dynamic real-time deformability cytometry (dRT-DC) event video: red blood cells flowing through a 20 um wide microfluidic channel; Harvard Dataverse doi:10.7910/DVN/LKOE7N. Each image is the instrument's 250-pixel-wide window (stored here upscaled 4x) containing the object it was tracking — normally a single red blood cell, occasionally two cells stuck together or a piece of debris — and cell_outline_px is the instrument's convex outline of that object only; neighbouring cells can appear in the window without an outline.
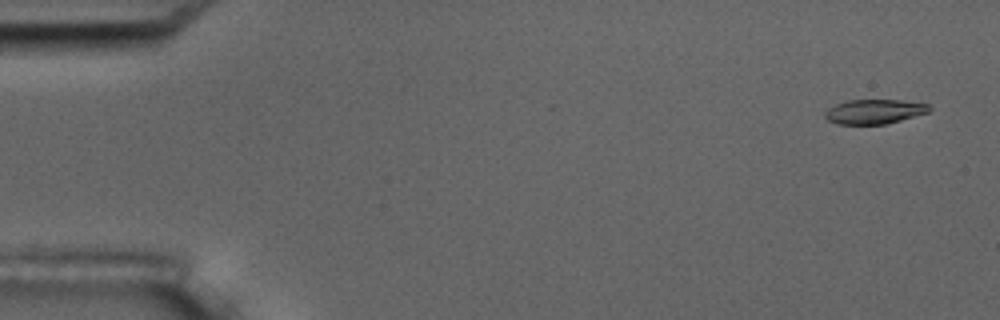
{"species": "common noctule bat (a hibernating species)", "species_latin": "Nyctalus noctula", "temperature_condition": "room temperature", "stored_images_in_passage": 5, "camera_frame_rate_fps": 3000, "um_per_image_px": 0.085, "animal": {"sex": "male", "body_mass_g": 17.5, "forearm_length_mm": 52.3}, "frame": {"image": 1, "passage_image": 1, "time_ms": 0.0, "image_size_px": [1000, 320], "cell_outline_px": [[932, 108], [928, 112], [900, 120], [884, 124], [836, 124], [828, 120], [824, 116], [824, 112], [828, 108], [836, 104], [848, 100], [904, 100], [928, 104]], "centroid_in_image_um": [74.3, 9.48], "position_along_channel_um": 10.7, "area_um2": 14.85}}
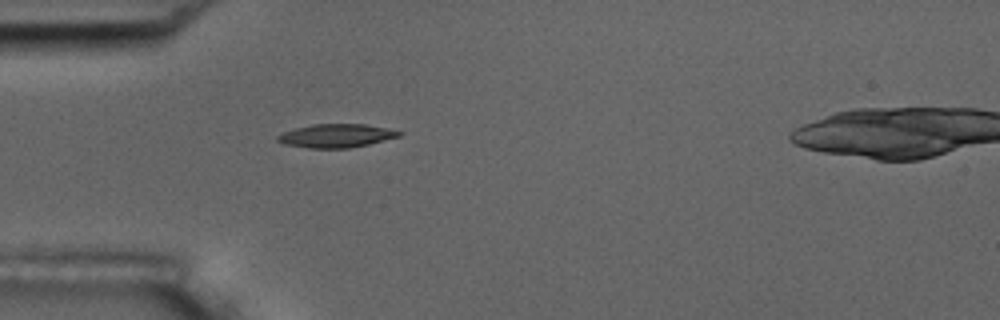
{"frame": {"image": 2, "passage_image": 4, "time_ms": 4.667, "image_size_px": [1000, 320], "cell_outline_px": [[404, 132], [400, 136], [368, 144], [348, 148], [308, 148], [284, 144], [276, 140], [276, 136], [284, 132], [296, 128], [312, 124], [364, 124], [388, 128]], "centroid_in_image_um": [28.58, 11.53], "position_along_channel_um": 56.4, "area_um2": 16.59}}